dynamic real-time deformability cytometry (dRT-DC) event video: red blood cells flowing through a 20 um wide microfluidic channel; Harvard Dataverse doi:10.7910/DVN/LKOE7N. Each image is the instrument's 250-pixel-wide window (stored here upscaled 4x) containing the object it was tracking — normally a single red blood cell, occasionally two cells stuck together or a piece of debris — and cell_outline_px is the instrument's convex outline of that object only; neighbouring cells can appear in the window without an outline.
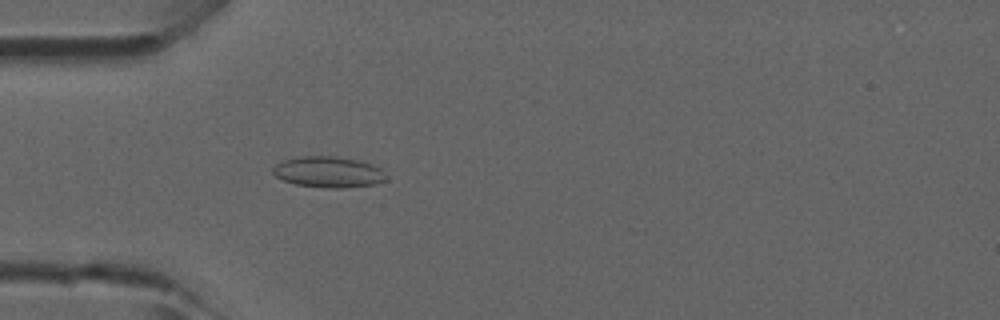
{"species": "common noctule bat (a hibernating species)", "species_latin": "Nyctalus noctula", "temperature_condition": "room temperature", "stored_images_in_passage": 37, "camera_frame_rate_fps": 3000, "um_per_image_px": 0.085, "animal": {"sex": "male", "forearm_length_mm": 52.5}, "frame": {"image": 1, "passage_image": 13, "time_ms": 4.0, "image_size_px": [1000, 320], "cell_outline_px": [[388, 180], [376, 184], [344, 188], [328, 188], [296, 184], [284, 180], [276, 176], [272, 172], [272, 168], [276, 164], [284, 160], [300, 156], [332, 156], [360, 160], [372, 164], [380, 168], [388, 176]], "centroid_in_image_um": [27.96, 14.62], "position_along_channel_um": 57.0, "area_um2": 20.58}}
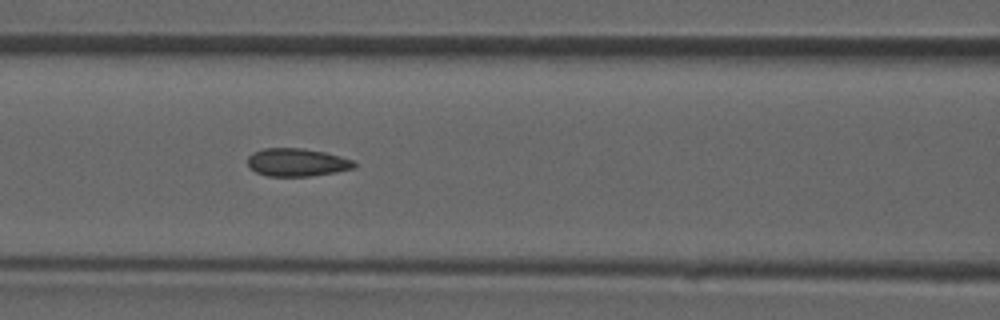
{"frame": {"image": 2, "passage_image": 19, "time_ms": 6.0, "image_size_px": [1000, 320], "cell_outline_px": [[356, 168], [336, 172], [308, 176], [268, 176], [256, 172], [248, 168], [248, 156], [252, 152], [264, 148], [304, 148], [324, 152], [340, 156], [352, 160], [356, 164]], "centroid_in_image_um": [25.22, 13.8], "position_along_channel_um": 141.4, "area_um2": 17.46}}
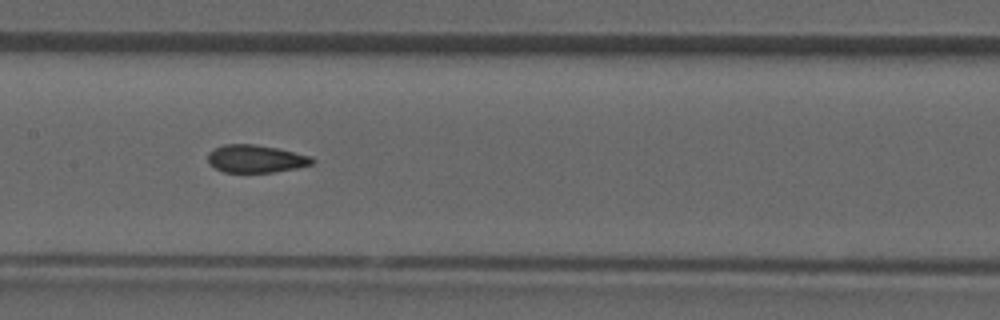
{"frame": {"image": 3, "passage_image": 22, "time_ms": 7.0, "image_size_px": [1000, 320], "cell_outline_px": [[316, 160], [312, 164], [296, 168], [272, 172], [224, 172], [208, 164], [208, 152], [224, 144], [256, 144], [276, 148], [312, 156]], "centroid_in_image_um": [21.74, 13.49], "position_along_channel_um": 185.7, "area_um2": 16.82}}